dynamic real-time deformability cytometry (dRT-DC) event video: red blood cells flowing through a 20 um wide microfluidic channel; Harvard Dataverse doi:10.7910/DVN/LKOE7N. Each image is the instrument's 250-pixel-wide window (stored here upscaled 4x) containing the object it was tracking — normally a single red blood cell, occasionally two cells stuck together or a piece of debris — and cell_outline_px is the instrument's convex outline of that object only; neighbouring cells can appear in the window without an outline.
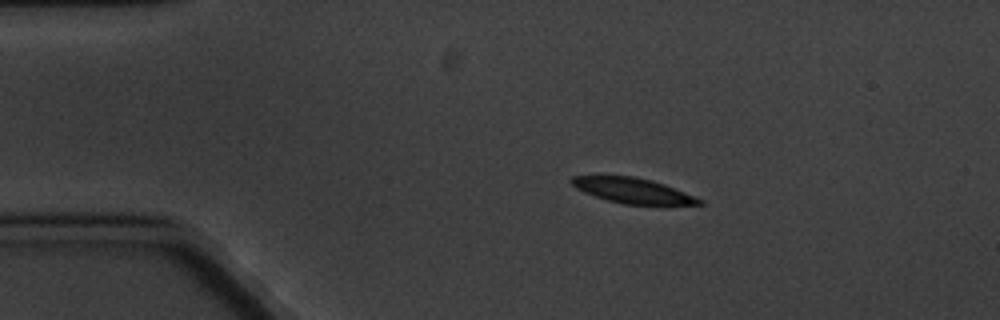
{"species": "common noctule bat (a hibernating species)", "species_latin": "Nyctalus noctula", "temperature_condition": "cold", "stored_images_in_passage": 6, "camera_frame_rate_fps": 3000, "um_per_image_px": 0.085, "animal": {"sex": "male", "body_mass_g": 20.1, "forearm_length_mm": 53.5}, "frame": {"image": 1, "passage_image": 3, "time_ms": 2.333, "image_size_px": [1000, 320], "cell_outline_px": [[704, 204], [664, 208], [624, 204], [608, 200], [584, 192], [576, 188], [568, 180], [572, 176], [632, 176], [652, 180], [664, 184], [696, 196], [704, 200]], "centroid_in_image_um": [53.95, 16.26], "position_along_channel_um": 31.1, "area_um2": 19.71}}
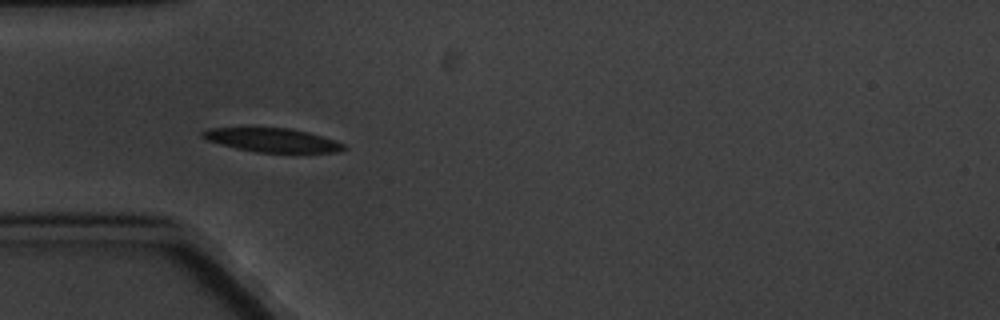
{"frame": {"image": 2, "passage_image": 5, "time_ms": 4.667, "image_size_px": [1000, 320], "cell_outline_px": [[348, 148], [340, 152], [256, 152], [236, 148], [220, 144], [208, 140], [200, 136], [200, 132], [208, 128], [292, 128], [308, 132], [336, 140], [344, 144]], "centroid_in_image_um": [23.17, 11.91], "position_along_channel_um": 61.8, "area_um2": 19.59}}